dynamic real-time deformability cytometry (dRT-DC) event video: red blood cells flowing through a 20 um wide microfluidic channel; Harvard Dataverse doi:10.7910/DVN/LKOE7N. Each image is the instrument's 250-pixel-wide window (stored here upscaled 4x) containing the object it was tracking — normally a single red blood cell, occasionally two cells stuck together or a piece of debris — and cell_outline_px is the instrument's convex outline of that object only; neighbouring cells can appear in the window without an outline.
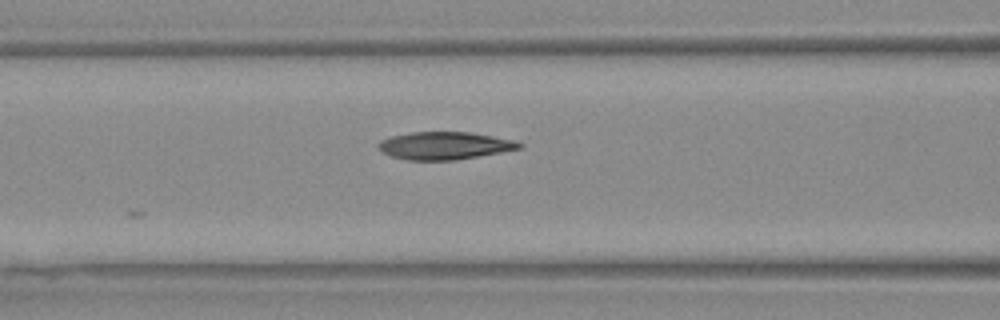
{"species": "Egyptian fruit bat (a non-hibernating species)", "species_latin": "Rousettus aegyptiacus", "temperature_condition": "warm", "stored_images_in_passage": 6, "camera_frame_rate_fps": 3000, "um_per_image_px": 0.085, "animal": {"sex": "female"}, "frame": {"image": 1, "passage_image": 6, "time_ms": 1.667, "image_size_px": [1000, 320], "cell_outline_px": [[524, 144], [520, 148], [500, 152], [452, 160], [408, 160], [392, 156], [380, 152], [376, 148], [376, 144], [380, 140], [392, 136], [412, 132], [472, 132], [512, 140]], "centroid_in_image_um": [37.71, 12.37], "position_along_channel_um": 128.9, "area_um2": 22.54}}